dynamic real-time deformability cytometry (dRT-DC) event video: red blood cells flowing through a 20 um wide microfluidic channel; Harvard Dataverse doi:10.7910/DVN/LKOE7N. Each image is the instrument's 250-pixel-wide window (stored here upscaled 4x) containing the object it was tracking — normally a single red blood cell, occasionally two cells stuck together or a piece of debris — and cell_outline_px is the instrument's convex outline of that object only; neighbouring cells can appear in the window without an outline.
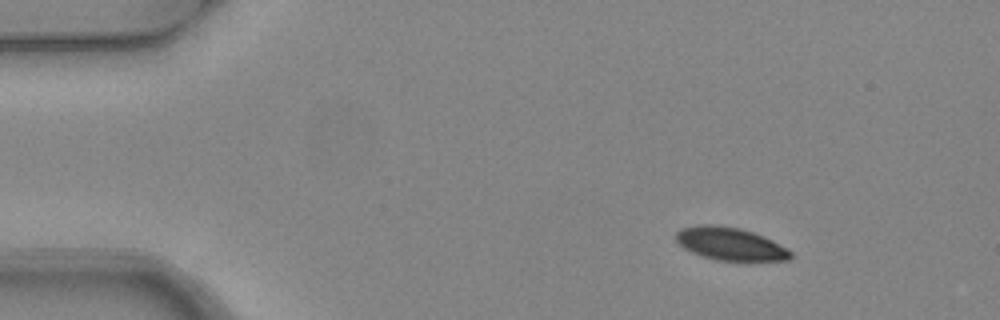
{"species": "common noctule bat (a hibernating species)", "species_latin": "Nyctalus noctula", "temperature_condition": "warm", "stored_images_in_passage": 4, "camera_frame_rate_fps": 3000, "um_per_image_px": 0.085, "animal": {"sex": "female", "body_mass_g": 24.6, "forearm_length_mm": 56.2}, "frame": {"image": 1, "passage_image": 1, "time_ms": 0.0, "image_size_px": [1000, 320], "cell_outline_px": [[792, 256], [788, 260], [716, 260], [700, 256], [684, 248], [676, 240], [676, 232], [680, 228], [700, 224], [712, 224], [740, 228], [764, 236], [788, 248], [792, 252]], "centroid_in_image_um": [62.05, 20.71], "position_along_channel_um": 22.9, "area_um2": 21.91}}
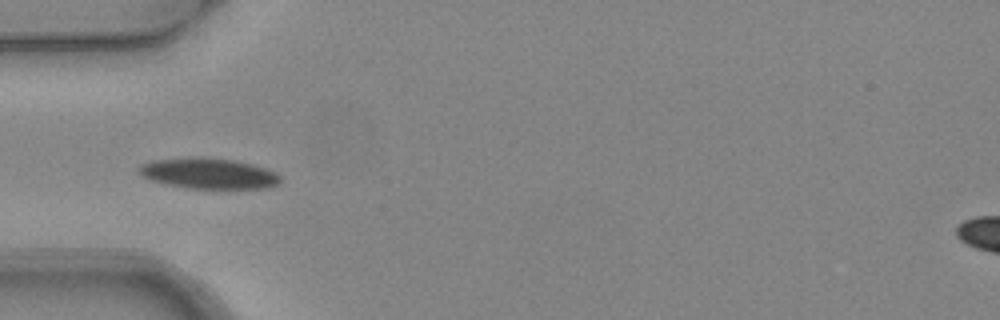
{"frame": {"image": 2, "passage_image": 4, "time_ms": 1.0, "image_size_px": [1000, 320], "cell_outline_px": [[280, 184], [268, 188], [188, 188], [164, 184], [152, 180], [136, 172], [136, 168], [140, 164], [152, 160], [232, 160], [252, 164], [276, 172], [280, 176]], "centroid_in_image_um": [17.75, 14.79], "position_along_channel_um": 67.2, "area_um2": 24.28}}